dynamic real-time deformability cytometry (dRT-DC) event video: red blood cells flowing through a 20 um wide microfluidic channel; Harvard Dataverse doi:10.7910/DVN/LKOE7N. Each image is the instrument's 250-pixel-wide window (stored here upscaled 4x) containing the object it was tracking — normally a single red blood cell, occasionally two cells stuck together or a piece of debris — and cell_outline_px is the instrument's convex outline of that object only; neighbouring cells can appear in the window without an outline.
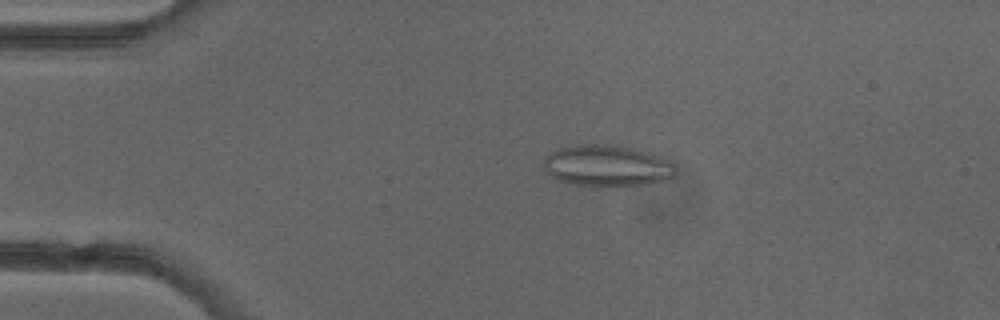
{"species": "common noctule bat (a hibernating species)", "species_latin": "Nyctalus noctula", "temperature_condition": "cold", "stored_images_in_passage": 5, "camera_frame_rate_fps": 3000, "um_per_image_px": 0.085, "animal": {"sex": "female"}, "frame": {"image": 1, "passage_image": 3, "time_ms": 3.333, "image_size_px": [1000, 320], "cell_outline_px": [[676, 172], [668, 180], [644, 184], [600, 188], [572, 184], [556, 180], [544, 168], [544, 156], [560, 148], [576, 144], [604, 144], [632, 148], [656, 156], [672, 164]], "centroid_in_image_um": [51.52, 14.12], "position_along_channel_um": 33.5, "area_um2": 31.79}}